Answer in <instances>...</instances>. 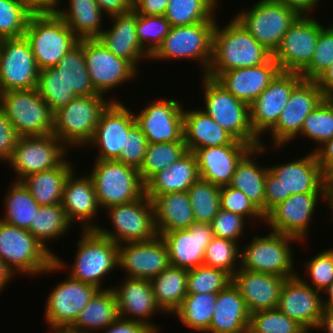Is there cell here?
Wrapping results in <instances>:
<instances>
[{
	"label": "cell",
	"mask_w": 333,
	"mask_h": 333,
	"mask_svg": "<svg viewBox=\"0 0 333 333\" xmlns=\"http://www.w3.org/2000/svg\"><path fill=\"white\" fill-rule=\"evenodd\" d=\"M218 21L213 31L212 60L206 72L210 78L238 68H249L267 62L272 53L234 18L221 28Z\"/></svg>",
	"instance_id": "6da1fadb"
},
{
	"label": "cell",
	"mask_w": 333,
	"mask_h": 333,
	"mask_svg": "<svg viewBox=\"0 0 333 333\" xmlns=\"http://www.w3.org/2000/svg\"><path fill=\"white\" fill-rule=\"evenodd\" d=\"M0 258L15 275L63 271L67 263L53 256L29 230L0 220Z\"/></svg>",
	"instance_id": "7a4b0ae2"
},
{
	"label": "cell",
	"mask_w": 333,
	"mask_h": 333,
	"mask_svg": "<svg viewBox=\"0 0 333 333\" xmlns=\"http://www.w3.org/2000/svg\"><path fill=\"white\" fill-rule=\"evenodd\" d=\"M105 95L76 96L70 103L54 112V134L67 148L85 146L91 141L103 111L116 98Z\"/></svg>",
	"instance_id": "3957f363"
},
{
	"label": "cell",
	"mask_w": 333,
	"mask_h": 333,
	"mask_svg": "<svg viewBox=\"0 0 333 333\" xmlns=\"http://www.w3.org/2000/svg\"><path fill=\"white\" fill-rule=\"evenodd\" d=\"M24 36L39 70L55 67L80 40L57 13H32Z\"/></svg>",
	"instance_id": "277c9868"
},
{
	"label": "cell",
	"mask_w": 333,
	"mask_h": 333,
	"mask_svg": "<svg viewBox=\"0 0 333 333\" xmlns=\"http://www.w3.org/2000/svg\"><path fill=\"white\" fill-rule=\"evenodd\" d=\"M204 110L235 140L257 147L261 145L250 125V109L245 102L234 97L214 78L202 75Z\"/></svg>",
	"instance_id": "5b68a950"
},
{
	"label": "cell",
	"mask_w": 333,
	"mask_h": 333,
	"mask_svg": "<svg viewBox=\"0 0 333 333\" xmlns=\"http://www.w3.org/2000/svg\"><path fill=\"white\" fill-rule=\"evenodd\" d=\"M94 163L89 176L103 211L136 201L145 194V184L137 168L116 160H96Z\"/></svg>",
	"instance_id": "8992f818"
},
{
	"label": "cell",
	"mask_w": 333,
	"mask_h": 333,
	"mask_svg": "<svg viewBox=\"0 0 333 333\" xmlns=\"http://www.w3.org/2000/svg\"><path fill=\"white\" fill-rule=\"evenodd\" d=\"M270 232L264 237L255 235L250 243L241 248L240 268L287 279L297 276L290 244L301 241L291 235Z\"/></svg>",
	"instance_id": "52a82bcc"
},
{
	"label": "cell",
	"mask_w": 333,
	"mask_h": 333,
	"mask_svg": "<svg viewBox=\"0 0 333 333\" xmlns=\"http://www.w3.org/2000/svg\"><path fill=\"white\" fill-rule=\"evenodd\" d=\"M69 275L100 290L105 276L118 268V245L96 230H83Z\"/></svg>",
	"instance_id": "ba28073f"
},
{
	"label": "cell",
	"mask_w": 333,
	"mask_h": 333,
	"mask_svg": "<svg viewBox=\"0 0 333 333\" xmlns=\"http://www.w3.org/2000/svg\"><path fill=\"white\" fill-rule=\"evenodd\" d=\"M0 109L19 137L41 136L53 131L54 113L36 88L2 92Z\"/></svg>",
	"instance_id": "9c48e42d"
},
{
	"label": "cell",
	"mask_w": 333,
	"mask_h": 333,
	"mask_svg": "<svg viewBox=\"0 0 333 333\" xmlns=\"http://www.w3.org/2000/svg\"><path fill=\"white\" fill-rule=\"evenodd\" d=\"M216 22H199L171 27L150 60L191 59L200 62L205 75L212 60L213 31Z\"/></svg>",
	"instance_id": "30bf717a"
},
{
	"label": "cell",
	"mask_w": 333,
	"mask_h": 333,
	"mask_svg": "<svg viewBox=\"0 0 333 333\" xmlns=\"http://www.w3.org/2000/svg\"><path fill=\"white\" fill-rule=\"evenodd\" d=\"M254 4L250 9L238 12L233 18L273 54L300 14L273 0H259Z\"/></svg>",
	"instance_id": "8fae6325"
},
{
	"label": "cell",
	"mask_w": 333,
	"mask_h": 333,
	"mask_svg": "<svg viewBox=\"0 0 333 333\" xmlns=\"http://www.w3.org/2000/svg\"><path fill=\"white\" fill-rule=\"evenodd\" d=\"M113 231L102 228L95 229L99 234L111 239L117 245L126 242L148 241L158 233L155 227L154 207L152 201L144 194L136 201L108 207Z\"/></svg>",
	"instance_id": "7c38bea8"
},
{
	"label": "cell",
	"mask_w": 333,
	"mask_h": 333,
	"mask_svg": "<svg viewBox=\"0 0 333 333\" xmlns=\"http://www.w3.org/2000/svg\"><path fill=\"white\" fill-rule=\"evenodd\" d=\"M68 148L52 133L19 137L11 158L6 162L16 173L15 181L30 174L58 167L69 153Z\"/></svg>",
	"instance_id": "4fadbf2b"
},
{
	"label": "cell",
	"mask_w": 333,
	"mask_h": 333,
	"mask_svg": "<svg viewBox=\"0 0 333 333\" xmlns=\"http://www.w3.org/2000/svg\"><path fill=\"white\" fill-rule=\"evenodd\" d=\"M37 67L28 40L23 37L0 39V91L37 87Z\"/></svg>",
	"instance_id": "5bb4252c"
},
{
	"label": "cell",
	"mask_w": 333,
	"mask_h": 333,
	"mask_svg": "<svg viewBox=\"0 0 333 333\" xmlns=\"http://www.w3.org/2000/svg\"><path fill=\"white\" fill-rule=\"evenodd\" d=\"M300 15L283 36L279 47L272 54L281 72L300 73L311 61L323 24Z\"/></svg>",
	"instance_id": "9a60e30c"
},
{
	"label": "cell",
	"mask_w": 333,
	"mask_h": 333,
	"mask_svg": "<svg viewBox=\"0 0 333 333\" xmlns=\"http://www.w3.org/2000/svg\"><path fill=\"white\" fill-rule=\"evenodd\" d=\"M326 98L316 81L302 80L292 91L275 126L269 131L274 149L296 138L306 117ZM276 147V148H275Z\"/></svg>",
	"instance_id": "2e32d148"
},
{
	"label": "cell",
	"mask_w": 333,
	"mask_h": 333,
	"mask_svg": "<svg viewBox=\"0 0 333 333\" xmlns=\"http://www.w3.org/2000/svg\"><path fill=\"white\" fill-rule=\"evenodd\" d=\"M84 54L91 83L98 94L107 96L111 89L138 75L128 61L117 57L98 38L84 39Z\"/></svg>",
	"instance_id": "e0dca14e"
},
{
	"label": "cell",
	"mask_w": 333,
	"mask_h": 333,
	"mask_svg": "<svg viewBox=\"0 0 333 333\" xmlns=\"http://www.w3.org/2000/svg\"><path fill=\"white\" fill-rule=\"evenodd\" d=\"M321 198L328 202V193L290 195L264 216L265 223L271 228L269 231L291 235L304 243Z\"/></svg>",
	"instance_id": "ac0fdd59"
},
{
	"label": "cell",
	"mask_w": 333,
	"mask_h": 333,
	"mask_svg": "<svg viewBox=\"0 0 333 333\" xmlns=\"http://www.w3.org/2000/svg\"><path fill=\"white\" fill-rule=\"evenodd\" d=\"M99 290L68 274V278L57 284L46 299L44 318L49 328H69Z\"/></svg>",
	"instance_id": "d6986e66"
},
{
	"label": "cell",
	"mask_w": 333,
	"mask_h": 333,
	"mask_svg": "<svg viewBox=\"0 0 333 333\" xmlns=\"http://www.w3.org/2000/svg\"><path fill=\"white\" fill-rule=\"evenodd\" d=\"M302 80L298 72H280L250 104V125L259 139L275 126L293 89Z\"/></svg>",
	"instance_id": "ffe728a7"
},
{
	"label": "cell",
	"mask_w": 333,
	"mask_h": 333,
	"mask_svg": "<svg viewBox=\"0 0 333 333\" xmlns=\"http://www.w3.org/2000/svg\"><path fill=\"white\" fill-rule=\"evenodd\" d=\"M177 99L158 98L135 115L148 143L176 142L184 139L183 108Z\"/></svg>",
	"instance_id": "44dd1931"
},
{
	"label": "cell",
	"mask_w": 333,
	"mask_h": 333,
	"mask_svg": "<svg viewBox=\"0 0 333 333\" xmlns=\"http://www.w3.org/2000/svg\"><path fill=\"white\" fill-rule=\"evenodd\" d=\"M136 124L134 112L120 101L103 111L88 147H99L96 160H117L125 147L129 130Z\"/></svg>",
	"instance_id": "7402d4cb"
},
{
	"label": "cell",
	"mask_w": 333,
	"mask_h": 333,
	"mask_svg": "<svg viewBox=\"0 0 333 333\" xmlns=\"http://www.w3.org/2000/svg\"><path fill=\"white\" fill-rule=\"evenodd\" d=\"M169 266L168 249L160 235L118 245V267L126 271L128 278L151 280Z\"/></svg>",
	"instance_id": "603a6c76"
},
{
	"label": "cell",
	"mask_w": 333,
	"mask_h": 333,
	"mask_svg": "<svg viewBox=\"0 0 333 333\" xmlns=\"http://www.w3.org/2000/svg\"><path fill=\"white\" fill-rule=\"evenodd\" d=\"M321 292L306 284L300 275L286 279L277 308L308 332L318 328L323 314Z\"/></svg>",
	"instance_id": "cb8c5ba5"
},
{
	"label": "cell",
	"mask_w": 333,
	"mask_h": 333,
	"mask_svg": "<svg viewBox=\"0 0 333 333\" xmlns=\"http://www.w3.org/2000/svg\"><path fill=\"white\" fill-rule=\"evenodd\" d=\"M166 243L170 265L187 270L203 265L207 245L214 237L210 223L195 222L188 229L158 233Z\"/></svg>",
	"instance_id": "d4e9b609"
},
{
	"label": "cell",
	"mask_w": 333,
	"mask_h": 333,
	"mask_svg": "<svg viewBox=\"0 0 333 333\" xmlns=\"http://www.w3.org/2000/svg\"><path fill=\"white\" fill-rule=\"evenodd\" d=\"M111 289L116 296L120 318L140 322L154 333H160L161 329L150 321L156 312L163 313L156 304L150 280L125 277L120 286Z\"/></svg>",
	"instance_id": "484cf974"
},
{
	"label": "cell",
	"mask_w": 333,
	"mask_h": 333,
	"mask_svg": "<svg viewBox=\"0 0 333 333\" xmlns=\"http://www.w3.org/2000/svg\"><path fill=\"white\" fill-rule=\"evenodd\" d=\"M310 154L269 167V171L281 180L283 201L300 193H328L326 174L322 171L314 151Z\"/></svg>",
	"instance_id": "4316f807"
},
{
	"label": "cell",
	"mask_w": 333,
	"mask_h": 333,
	"mask_svg": "<svg viewBox=\"0 0 333 333\" xmlns=\"http://www.w3.org/2000/svg\"><path fill=\"white\" fill-rule=\"evenodd\" d=\"M252 148L234 140L228 145L197 149L194 153L200 179L219 187L230 185L238 163Z\"/></svg>",
	"instance_id": "83f0119b"
},
{
	"label": "cell",
	"mask_w": 333,
	"mask_h": 333,
	"mask_svg": "<svg viewBox=\"0 0 333 333\" xmlns=\"http://www.w3.org/2000/svg\"><path fill=\"white\" fill-rule=\"evenodd\" d=\"M287 278L239 268L232 276L250 314L275 309Z\"/></svg>",
	"instance_id": "f1b7e54d"
},
{
	"label": "cell",
	"mask_w": 333,
	"mask_h": 333,
	"mask_svg": "<svg viewBox=\"0 0 333 333\" xmlns=\"http://www.w3.org/2000/svg\"><path fill=\"white\" fill-rule=\"evenodd\" d=\"M280 72L279 65L271 57L257 66L222 72L215 80L234 97L250 106Z\"/></svg>",
	"instance_id": "f546056e"
},
{
	"label": "cell",
	"mask_w": 333,
	"mask_h": 333,
	"mask_svg": "<svg viewBox=\"0 0 333 333\" xmlns=\"http://www.w3.org/2000/svg\"><path fill=\"white\" fill-rule=\"evenodd\" d=\"M75 174L73 169L65 180L61 206L71 224L79 222L83 225V230H95L98 224L92 219L100 211V206L92 179L89 174L77 178Z\"/></svg>",
	"instance_id": "4dcf8cb0"
},
{
	"label": "cell",
	"mask_w": 333,
	"mask_h": 333,
	"mask_svg": "<svg viewBox=\"0 0 333 333\" xmlns=\"http://www.w3.org/2000/svg\"><path fill=\"white\" fill-rule=\"evenodd\" d=\"M112 27L103 29L98 39L117 57L128 61L137 71L142 59L150 60V55L140 45L136 34V12L110 17ZM138 64V65H137Z\"/></svg>",
	"instance_id": "1f68e13d"
},
{
	"label": "cell",
	"mask_w": 333,
	"mask_h": 333,
	"mask_svg": "<svg viewBox=\"0 0 333 333\" xmlns=\"http://www.w3.org/2000/svg\"><path fill=\"white\" fill-rule=\"evenodd\" d=\"M250 312L238 288L229 283L217 293L215 310L206 333H248Z\"/></svg>",
	"instance_id": "d6a6232c"
},
{
	"label": "cell",
	"mask_w": 333,
	"mask_h": 333,
	"mask_svg": "<svg viewBox=\"0 0 333 333\" xmlns=\"http://www.w3.org/2000/svg\"><path fill=\"white\" fill-rule=\"evenodd\" d=\"M199 179L195 153L187 151L176 162L154 174L145 183V195L152 200L157 195L188 191Z\"/></svg>",
	"instance_id": "836d02e7"
},
{
	"label": "cell",
	"mask_w": 333,
	"mask_h": 333,
	"mask_svg": "<svg viewBox=\"0 0 333 333\" xmlns=\"http://www.w3.org/2000/svg\"><path fill=\"white\" fill-rule=\"evenodd\" d=\"M183 131L187 151L231 144L235 139L202 110L183 109Z\"/></svg>",
	"instance_id": "e575fe53"
},
{
	"label": "cell",
	"mask_w": 333,
	"mask_h": 333,
	"mask_svg": "<svg viewBox=\"0 0 333 333\" xmlns=\"http://www.w3.org/2000/svg\"><path fill=\"white\" fill-rule=\"evenodd\" d=\"M263 144L262 141L260 146L252 148L240 160L234 171L230 186L244 192L248 199L265 216V178L269 167H262L257 163V157L266 153V148Z\"/></svg>",
	"instance_id": "d590c367"
},
{
	"label": "cell",
	"mask_w": 333,
	"mask_h": 333,
	"mask_svg": "<svg viewBox=\"0 0 333 333\" xmlns=\"http://www.w3.org/2000/svg\"><path fill=\"white\" fill-rule=\"evenodd\" d=\"M151 201L157 233L188 229L195 223L187 191L157 195Z\"/></svg>",
	"instance_id": "8d00e7d4"
},
{
	"label": "cell",
	"mask_w": 333,
	"mask_h": 333,
	"mask_svg": "<svg viewBox=\"0 0 333 333\" xmlns=\"http://www.w3.org/2000/svg\"><path fill=\"white\" fill-rule=\"evenodd\" d=\"M118 317L116 296L109 287L105 290H99L92 297L69 328L84 333H92V330L94 332L101 331Z\"/></svg>",
	"instance_id": "74e56055"
},
{
	"label": "cell",
	"mask_w": 333,
	"mask_h": 333,
	"mask_svg": "<svg viewBox=\"0 0 333 333\" xmlns=\"http://www.w3.org/2000/svg\"><path fill=\"white\" fill-rule=\"evenodd\" d=\"M73 169L66 157L58 167L30 174L21 182L40 206L61 204L65 180Z\"/></svg>",
	"instance_id": "f35d334b"
},
{
	"label": "cell",
	"mask_w": 333,
	"mask_h": 333,
	"mask_svg": "<svg viewBox=\"0 0 333 333\" xmlns=\"http://www.w3.org/2000/svg\"><path fill=\"white\" fill-rule=\"evenodd\" d=\"M79 39L98 38L102 33L105 13L96 0H70L69 8L56 12Z\"/></svg>",
	"instance_id": "ab89813d"
},
{
	"label": "cell",
	"mask_w": 333,
	"mask_h": 333,
	"mask_svg": "<svg viewBox=\"0 0 333 333\" xmlns=\"http://www.w3.org/2000/svg\"><path fill=\"white\" fill-rule=\"evenodd\" d=\"M188 270L169 266L150 280L156 304L166 314H173L187 296Z\"/></svg>",
	"instance_id": "60d3db41"
},
{
	"label": "cell",
	"mask_w": 333,
	"mask_h": 333,
	"mask_svg": "<svg viewBox=\"0 0 333 333\" xmlns=\"http://www.w3.org/2000/svg\"><path fill=\"white\" fill-rule=\"evenodd\" d=\"M55 68L63 75L67 86L77 96L101 95L95 91L90 80L85 61L84 39H80Z\"/></svg>",
	"instance_id": "b9f144b4"
},
{
	"label": "cell",
	"mask_w": 333,
	"mask_h": 333,
	"mask_svg": "<svg viewBox=\"0 0 333 333\" xmlns=\"http://www.w3.org/2000/svg\"><path fill=\"white\" fill-rule=\"evenodd\" d=\"M13 181V184L7 189L8 192L5 193V215L0 220L29 230L40 205L21 181Z\"/></svg>",
	"instance_id": "7bdbcfd3"
},
{
	"label": "cell",
	"mask_w": 333,
	"mask_h": 333,
	"mask_svg": "<svg viewBox=\"0 0 333 333\" xmlns=\"http://www.w3.org/2000/svg\"><path fill=\"white\" fill-rule=\"evenodd\" d=\"M71 223L66 217L65 210L61 204L39 206L34 220L30 225L31 234L53 255L48 247L47 242L53 239H59L62 235L66 236L69 232Z\"/></svg>",
	"instance_id": "ee69618b"
},
{
	"label": "cell",
	"mask_w": 333,
	"mask_h": 333,
	"mask_svg": "<svg viewBox=\"0 0 333 333\" xmlns=\"http://www.w3.org/2000/svg\"><path fill=\"white\" fill-rule=\"evenodd\" d=\"M218 0H170L164 17L172 27L217 22Z\"/></svg>",
	"instance_id": "f6af8a7d"
},
{
	"label": "cell",
	"mask_w": 333,
	"mask_h": 333,
	"mask_svg": "<svg viewBox=\"0 0 333 333\" xmlns=\"http://www.w3.org/2000/svg\"><path fill=\"white\" fill-rule=\"evenodd\" d=\"M217 294H187L180 307L173 313L186 327L206 333L215 310Z\"/></svg>",
	"instance_id": "bcb514c9"
},
{
	"label": "cell",
	"mask_w": 333,
	"mask_h": 333,
	"mask_svg": "<svg viewBox=\"0 0 333 333\" xmlns=\"http://www.w3.org/2000/svg\"><path fill=\"white\" fill-rule=\"evenodd\" d=\"M187 152L184 139L176 142L148 143L143 163L138 169L145 184L154 174L176 162Z\"/></svg>",
	"instance_id": "7dc6e473"
},
{
	"label": "cell",
	"mask_w": 333,
	"mask_h": 333,
	"mask_svg": "<svg viewBox=\"0 0 333 333\" xmlns=\"http://www.w3.org/2000/svg\"><path fill=\"white\" fill-rule=\"evenodd\" d=\"M36 89L53 113L77 96L55 67L39 70Z\"/></svg>",
	"instance_id": "c3c4849f"
},
{
	"label": "cell",
	"mask_w": 333,
	"mask_h": 333,
	"mask_svg": "<svg viewBox=\"0 0 333 333\" xmlns=\"http://www.w3.org/2000/svg\"><path fill=\"white\" fill-rule=\"evenodd\" d=\"M221 187L199 179L187 193L193 209L195 222L210 223L220 209Z\"/></svg>",
	"instance_id": "681fc988"
},
{
	"label": "cell",
	"mask_w": 333,
	"mask_h": 333,
	"mask_svg": "<svg viewBox=\"0 0 333 333\" xmlns=\"http://www.w3.org/2000/svg\"><path fill=\"white\" fill-rule=\"evenodd\" d=\"M240 243L226 238L213 237L207 245L203 264L224 270L231 277L240 268ZM238 261V264L236 262ZM236 265H239L238 267Z\"/></svg>",
	"instance_id": "f907efd6"
},
{
	"label": "cell",
	"mask_w": 333,
	"mask_h": 333,
	"mask_svg": "<svg viewBox=\"0 0 333 333\" xmlns=\"http://www.w3.org/2000/svg\"><path fill=\"white\" fill-rule=\"evenodd\" d=\"M248 333H309L278 308L250 314Z\"/></svg>",
	"instance_id": "816d5d0a"
},
{
	"label": "cell",
	"mask_w": 333,
	"mask_h": 333,
	"mask_svg": "<svg viewBox=\"0 0 333 333\" xmlns=\"http://www.w3.org/2000/svg\"><path fill=\"white\" fill-rule=\"evenodd\" d=\"M31 14L22 0H0V39L23 37Z\"/></svg>",
	"instance_id": "f5cc1de1"
},
{
	"label": "cell",
	"mask_w": 333,
	"mask_h": 333,
	"mask_svg": "<svg viewBox=\"0 0 333 333\" xmlns=\"http://www.w3.org/2000/svg\"><path fill=\"white\" fill-rule=\"evenodd\" d=\"M232 282V277L224 270L200 265L188 270L187 294H217Z\"/></svg>",
	"instance_id": "db71d44e"
},
{
	"label": "cell",
	"mask_w": 333,
	"mask_h": 333,
	"mask_svg": "<svg viewBox=\"0 0 333 333\" xmlns=\"http://www.w3.org/2000/svg\"><path fill=\"white\" fill-rule=\"evenodd\" d=\"M164 16L140 15L136 13V34L142 48L151 56L162 44L171 29Z\"/></svg>",
	"instance_id": "11a10c76"
},
{
	"label": "cell",
	"mask_w": 333,
	"mask_h": 333,
	"mask_svg": "<svg viewBox=\"0 0 333 333\" xmlns=\"http://www.w3.org/2000/svg\"><path fill=\"white\" fill-rule=\"evenodd\" d=\"M300 134L319 146L333 138V105L327 98L306 117Z\"/></svg>",
	"instance_id": "9f6ffc18"
},
{
	"label": "cell",
	"mask_w": 333,
	"mask_h": 333,
	"mask_svg": "<svg viewBox=\"0 0 333 333\" xmlns=\"http://www.w3.org/2000/svg\"><path fill=\"white\" fill-rule=\"evenodd\" d=\"M333 24V23H332ZM333 63V25L319 33L310 63L299 73L303 80L315 81Z\"/></svg>",
	"instance_id": "6f0895ef"
},
{
	"label": "cell",
	"mask_w": 333,
	"mask_h": 333,
	"mask_svg": "<svg viewBox=\"0 0 333 333\" xmlns=\"http://www.w3.org/2000/svg\"><path fill=\"white\" fill-rule=\"evenodd\" d=\"M305 270L309 274L310 283L306 284L312 286L319 292H323L333 281V249L323 250L317 253L313 258L305 262Z\"/></svg>",
	"instance_id": "680465c9"
},
{
	"label": "cell",
	"mask_w": 333,
	"mask_h": 333,
	"mask_svg": "<svg viewBox=\"0 0 333 333\" xmlns=\"http://www.w3.org/2000/svg\"><path fill=\"white\" fill-rule=\"evenodd\" d=\"M220 208L238 214L246 219H255L253 221L260 219L264 221V215L248 199L244 192L230 185L223 186L220 189Z\"/></svg>",
	"instance_id": "91938a15"
},
{
	"label": "cell",
	"mask_w": 333,
	"mask_h": 333,
	"mask_svg": "<svg viewBox=\"0 0 333 333\" xmlns=\"http://www.w3.org/2000/svg\"><path fill=\"white\" fill-rule=\"evenodd\" d=\"M245 217L230 211L219 209L213 220L210 222L213 235L218 238H226L238 242L245 230ZM246 221V222H245Z\"/></svg>",
	"instance_id": "94428289"
},
{
	"label": "cell",
	"mask_w": 333,
	"mask_h": 333,
	"mask_svg": "<svg viewBox=\"0 0 333 333\" xmlns=\"http://www.w3.org/2000/svg\"><path fill=\"white\" fill-rule=\"evenodd\" d=\"M148 141L141 128L135 124L128 133L127 142L116 160L139 169L143 163Z\"/></svg>",
	"instance_id": "6125c7cd"
},
{
	"label": "cell",
	"mask_w": 333,
	"mask_h": 333,
	"mask_svg": "<svg viewBox=\"0 0 333 333\" xmlns=\"http://www.w3.org/2000/svg\"><path fill=\"white\" fill-rule=\"evenodd\" d=\"M19 135L14 130L13 125L0 109V161L7 162L15 149Z\"/></svg>",
	"instance_id": "be15d7a7"
},
{
	"label": "cell",
	"mask_w": 333,
	"mask_h": 333,
	"mask_svg": "<svg viewBox=\"0 0 333 333\" xmlns=\"http://www.w3.org/2000/svg\"><path fill=\"white\" fill-rule=\"evenodd\" d=\"M281 202H283L281 180L268 170L265 178V215Z\"/></svg>",
	"instance_id": "e7e4bbea"
},
{
	"label": "cell",
	"mask_w": 333,
	"mask_h": 333,
	"mask_svg": "<svg viewBox=\"0 0 333 333\" xmlns=\"http://www.w3.org/2000/svg\"><path fill=\"white\" fill-rule=\"evenodd\" d=\"M170 0H132V9L140 15L164 16Z\"/></svg>",
	"instance_id": "03108f58"
},
{
	"label": "cell",
	"mask_w": 333,
	"mask_h": 333,
	"mask_svg": "<svg viewBox=\"0 0 333 333\" xmlns=\"http://www.w3.org/2000/svg\"><path fill=\"white\" fill-rule=\"evenodd\" d=\"M105 333H154L146 325L118 317L106 329Z\"/></svg>",
	"instance_id": "003e7915"
},
{
	"label": "cell",
	"mask_w": 333,
	"mask_h": 333,
	"mask_svg": "<svg viewBox=\"0 0 333 333\" xmlns=\"http://www.w3.org/2000/svg\"><path fill=\"white\" fill-rule=\"evenodd\" d=\"M322 171L327 174L333 168V138L313 150Z\"/></svg>",
	"instance_id": "a7ac6f4b"
},
{
	"label": "cell",
	"mask_w": 333,
	"mask_h": 333,
	"mask_svg": "<svg viewBox=\"0 0 333 333\" xmlns=\"http://www.w3.org/2000/svg\"><path fill=\"white\" fill-rule=\"evenodd\" d=\"M102 12L109 17L128 13L132 9V0H96Z\"/></svg>",
	"instance_id": "89a4df30"
},
{
	"label": "cell",
	"mask_w": 333,
	"mask_h": 333,
	"mask_svg": "<svg viewBox=\"0 0 333 333\" xmlns=\"http://www.w3.org/2000/svg\"><path fill=\"white\" fill-rule=\"evenodd\" d=\"M32 13H56L61 0H22Z\"/></svg>",
	"instance_id": "2644e50d"
},
{
	"label": "cell",
	"mask_w": 333,
	"mask_h": 333,
	"mask_svg": "<svg viewBox=\"0 0 333 333\" xmlns=\"http://www.w3.org/2000/svg\"><path fill=\"white\" fill-rule=\"evenodd\" d=\"M273 1L287 5L288 7L297 11L300 15H310L309 14L310 11L311 13L314 12L312 10H315L320 0H273Z\"/></svg>",
	"instance_id": "8c879c8a"
},
{
	"label": "cell",
	"mask_w": 333,
	"mask_h": 333,
	"mask_svg": "<svg viewBox=\"0 0 333 333\" xmlns=\"http://www.w3.org/2000/svg\"><path fill=\"white\" fill-rule=\"evenodd\" d=\"M317 85L325 96L333 92V63L316 80Z\"/></svg>",
	"instance_id": "753ad0ef"
},
{
	"label": "cell",
	"mask_w": 333,
	"mask_h": 333,
	"mask_svg": "<svg viewBox=\"0 0 333 333\" xmlns=\"http://www.w3.org/2000/svg\"><path fill=\"white\" fill-rule=\"evenodd\" d=\"M326 330L325 333H333V309H324L317 330Z\"/></svg>",
	"instance_id": "34e18365"
},
{
	"label": "cell",
	"mask_w": 333,
	"mask_h": 333,
	"mask_svg": "<svg viewBox=\"0 0 333 333\" xmlns=\"http://www.w3.org/2000/svg\"><path fill=\"white\" fill-rule=\"evenodd\" d=\"M14 278L12 271L6 266L5 262L0 258V292Z\"/></svg>",
	"instance_id": "11e5206c"
},
{
	"label": "cell",
	"mask_w": 333,
	"mask_h": 333,
	"mask_svg": "<svg viewBox=\"0 0 333 333\" xmlns=\"http://www.w3.org/2000/svg\"><path fill=\"white\" fill-rule=\"evenodd\" d=\"M327 293L326 298L322 299V304L324 309H333V281L332 283L323 291Z\"/></svg>",
	"instance_id": "2a66077c"
},
{
	"label": "cell",
	"mask_w": 333,
	"mask_h": 333,
	"mask_svg": "<svg viewBox=\"0 0 333 333\" xmlns=\"http://www.w3.org/2000/svg\"><path fill=\"white\" fill-rule=\"evenodd\" d=\"M327 189H328V202L327 204L329 205V209L332 211V215L333 216V185H327ZM333 219V217H331Z\"/></svg>",
	"instance_id": "b9fcfbb0"
},
{
	"label": "cell",
	"mask_w": 333,
	"mask_h": 333,
	"mask_svg": "<svg viewBox=\"0 0 333 333\" xmlns=\"http://www.w3.org/2000/svg\"><path fill=\"white\" fill-rule=\"evenodd\" d=\"M51 331L52 333H84V332L74 331L70 328H56V329H51Z\"/></svg>",
	"instance_id": "09005b40"
},
{
	"label": "cell",
	"mask_w": 333,
	"mask_h": 333,
	"mask_svg": "<svg viewBox=\"0 0 333 333\" xmlns=\"http://www.w3.org/2000/svg\"><path fill=\"white\" fill-rule=\"evenodd\" d=\"M326 185H333V168L326 174Z\"/></svg>",
	"instance_id": "979ff035"
},
{
	"label": "cell",
	"mask_w": 333,
	"mask_h": 333,
	"mask_svg": "<svg viewBox=\"0 0 333 333\" xmlns=\"http://www.w3.org/2000/svg\"><path fill=\"white\" fill-rule=\"evenodd\" d=\"M326 98L330 101V103L333 105V92L330 93Z\"/></svg>",
	"instance_id": "deb4b68c"
}]
</instances>
